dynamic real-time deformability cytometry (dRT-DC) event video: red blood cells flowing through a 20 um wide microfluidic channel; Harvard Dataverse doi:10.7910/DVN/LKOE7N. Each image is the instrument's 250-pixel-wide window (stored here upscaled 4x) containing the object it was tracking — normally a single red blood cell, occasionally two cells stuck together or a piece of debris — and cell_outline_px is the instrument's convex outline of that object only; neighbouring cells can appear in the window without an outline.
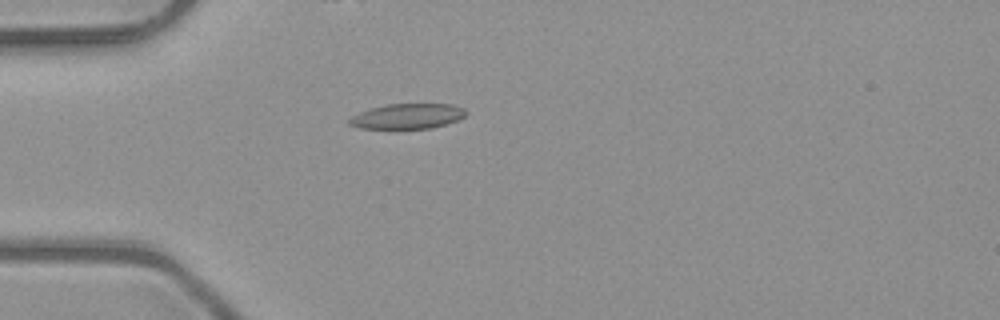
{"species": "common noctule bat (a hibernating species)", "species_latin": "Nyctalus noctula", "temperature_condition": "room temperature", "stored_images_in_passage": 7, "camera_frame_rate_fps": 3000, "um_per_image_px": 0.085, "animal": {"sex": "male", "body_mass_g": 23.1, "forearm_length_mm": 52.7}, "frame": {"image": 1, "passage_image": 1, "time_ms": 0.0, "image_size_px": [1000, 320], "cell_outline_px": [[468, 112], [464, 116], [456, 120], [432, 128], [360, 128], [348, 124], [348, 120], [352, 116], [360, 112], [372, 108], [388, 104], [452, 104], [464, 108]], "centroid_in_image_um": [34.64, 9.87], "position_along_channel_um": 50.4, "area_um2": 16.88}}
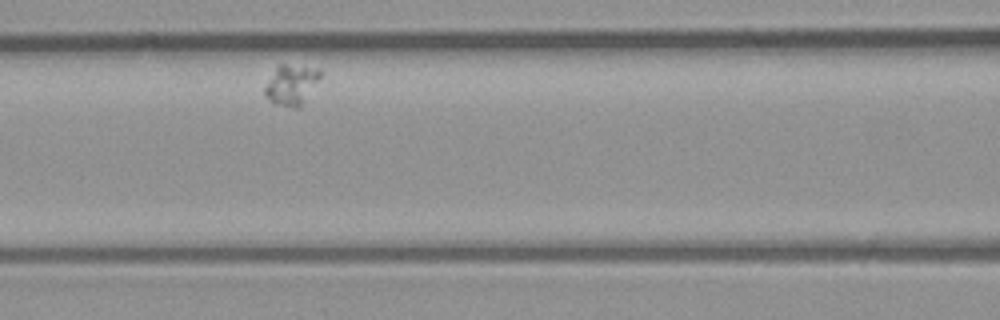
{"frame": {"image": 2, "passage_image": 4, "time_ms": 1.0, "image_size_px": [1000, 320], "cell_outline_px": [[320, 76], [300, 108], [292, 108], [272, 104], [264, 96], [264, 88], [276, 68], [280, 64], [284, 64], [316, 68], [320, 72]], "centroid_in_image_um": [24.72, 7.25], "position_along_channel_um": 141.9, "area_um2": 12.83}}
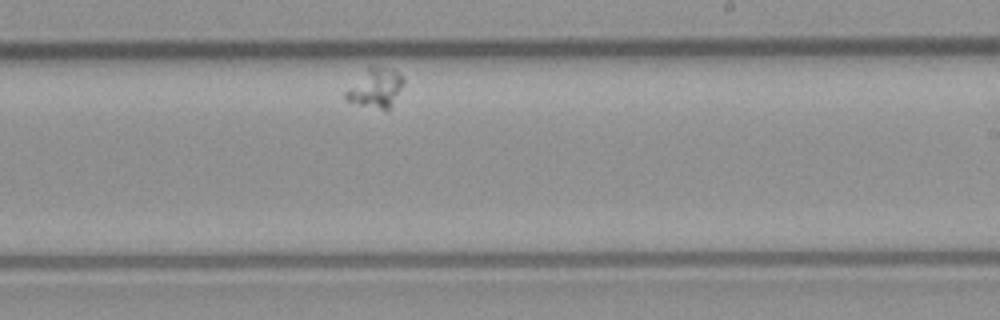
{"frame": {"image": 3, "passage_image": 7, "time_ms": 2.0, "image_size_px": [1000, 320], "cell_outline_px": [[404, 84], [388, 108], [380, 108], [360, 104], [348, 100], [344, 96], [344, 92], [372, 64], [392, 68], [404, 80]], "centroid_in_image_um": [31.93, 7.42], "position_along_channel_um": 257.1, "area_um2": 12.6}}